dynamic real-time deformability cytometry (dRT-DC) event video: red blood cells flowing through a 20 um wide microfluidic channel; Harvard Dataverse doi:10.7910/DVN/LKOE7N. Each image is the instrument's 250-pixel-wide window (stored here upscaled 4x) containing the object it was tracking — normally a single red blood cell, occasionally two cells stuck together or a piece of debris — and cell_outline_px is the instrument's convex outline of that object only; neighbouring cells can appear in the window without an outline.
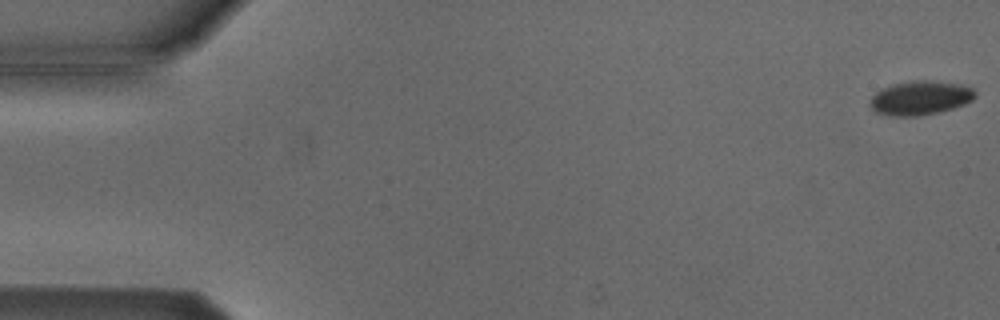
{"species": "Egyptian fruit bat (a non-hibernating species)", "species_latin": "Rousettus aegyptiacus", "temperature_condition": "cold", "stored_images_in_passage": 53, "camera_frame_rate_fps": 3000, "um_per_image_px": 0.085, "animal": {"sex": "male"}, "frame": {"image": 1, "passage_image": 1, "time_ms": 0.0, "image_size_px": [1000, 320], "cell_outline_px": [[976, 96], [972, 100], [964, 104], [952, 108], [936, 112], [916, 116], [892, 116], [876, 112], [868, 104], [872, 96], [880, 88], [892, 84], [912, 80], [932, 80], [956, 84], [972, 88], [976, 92]], "centroid_in_image_um": [78.18, 8.31], "position_along_channel_um": 6.8, "area_um2": 20.81}}
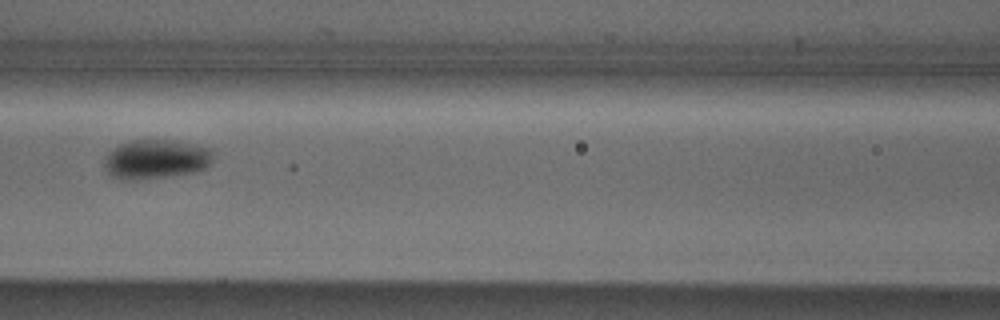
{"frame": {"image": 2, "passage_image": 24, "time_ms": 7.667, "image_size_px": [1000, 320], "cell_outline_px": [[212, 160], [204, 168], [188, 172], [164, 176], [128, 180], [124, 180], [112, 176], [104, 168], [104, 156], [112, 148], [120, 144], [132, 140], [176, 140], [196, 144], [212, 148]], "centroid_in_image_um": [13.21, 13.5], "position_along_channel_um": 153.4, "area_um2": 24.74}}
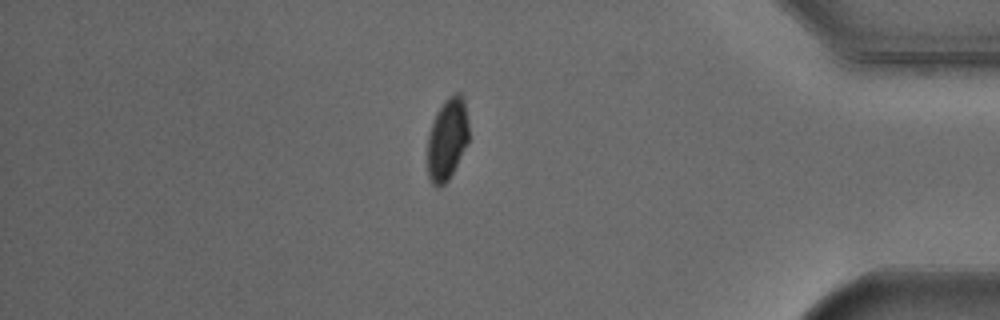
{"frame": {"image": 3, "passage_image": 46, "time_ms": 15.0, "image_size_px": [1000, 320], "cell_outline_px": [[468, 140], [448, 180], [440, 188], [436, 188], [432, 184], [428, 176], [428, 136], [432, 120], [436, 112], [444, 100], [448, 96], [456, 92], [460, 92], [464, 100], [468, 124]], "centroid_in_image_um": [37.99, 11.8], "position_along_channel_um": 397.2, "area_um2": 19.65}, "authors_computed_cell_mechanics": {"area_um2": 21.8484, "velocity_mm_per_s": 3.8194, "shape_relaxation_time_tau1_ms": 10.6516, "shape_relaxation_time_tau2_ms": null, "deformation_change_tau1": 0.1198, "deformation_change_tau2": null}}